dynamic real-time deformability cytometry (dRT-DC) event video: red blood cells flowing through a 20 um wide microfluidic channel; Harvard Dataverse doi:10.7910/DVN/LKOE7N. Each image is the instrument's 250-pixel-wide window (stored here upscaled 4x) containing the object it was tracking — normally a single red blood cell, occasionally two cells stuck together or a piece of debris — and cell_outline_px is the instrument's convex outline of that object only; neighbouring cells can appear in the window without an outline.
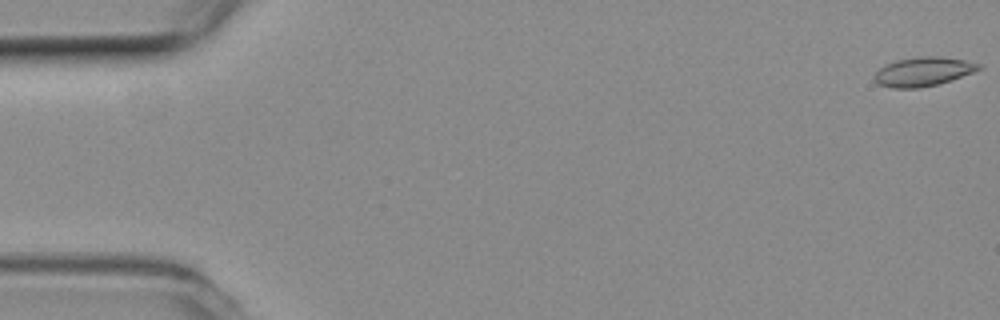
{"species": "common noctule bat (a hibernating species)", "species_latin": "Nyctalus noctula", "temperature_condition": "room temperature", "stored_images_in_passage": 54, "camera_frame_rate_fps": 3000, "um_per_image_px": 0.085, "animal": {"sex": "female", "body_mass_g": 19.3, "forearm_length_mm": 54.1}, "frame": {"image": 1, "passage_image": 1, "time_ms": 0.0, "image_size_px": [1000, 320], "cell_outline_px": [[980, 68], [972, 72], [952, 80], [920, 88], [892, 88], [880, 84], [876, 80], [876, 72], [880, 68], [896, 60], [920, 56], [936, 56], [964, 60], [980, 64]], "centroid_in_image_um": [78.47, 6.09], "position_along_channel_um": 6.5, "area_um2": 17.22}}
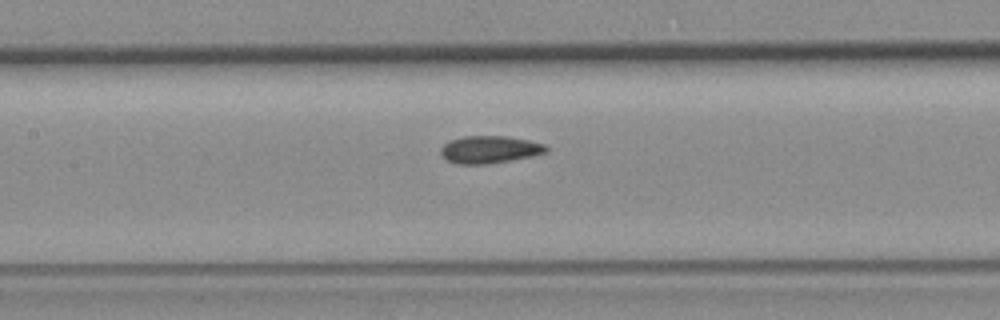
{"frame": {"image": 2, "passage_image": 25, "time_ms": 8.0, "image_size_px": [1000, 320], "cell_outline_px": [[548, 152], [532, 156], [512, 160], [488, 164], [456, 164], [440, 156], [440, 148], [448, 140], [464, 136], [504, 136], [528, 140], [544, 144], [548, 148]], "centroid_in_image_um": [41.58, 12.71], "position_along_channel_um": 165.8, "area_um2": 16.99}}
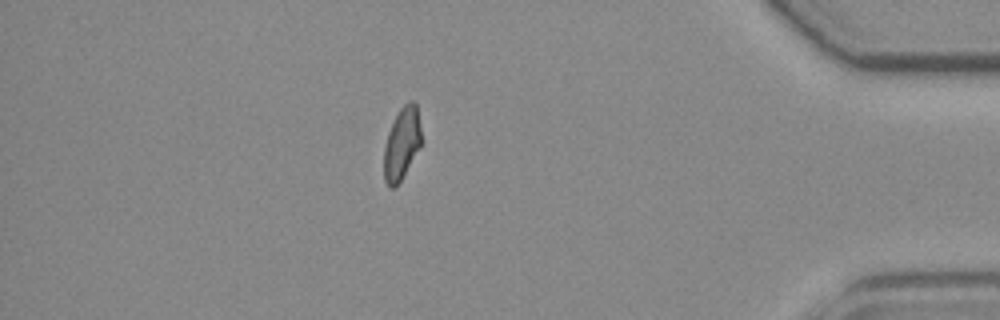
{"frame": {"image": 3, "passage_image": 47, "time_ms": 15.333, "image_size_px": [1000, 320], "cell_outline_px": [[420, 148], [396, 188], [388, 188], [384, 180], [384, 148], [388, 132], [400, 108], [408, 100], [412, 100], [416, 104], [420, 124]], "centroid_in_image_um": [34.14, 12.24], "position_along_channel_um": 401.1, "area_um2": 15.72}, "authors_computed_cell_mechanics": {"area_um2": 16.5597, "velocity_mm_per_s": 3.8323, "shape_relaxation_time_tau1_ms": null, "shape_relaxation_time_tau2_ms": 2.5187, "deformation_change_tau1": null, "deformation_change_tau2": 0.0714}}